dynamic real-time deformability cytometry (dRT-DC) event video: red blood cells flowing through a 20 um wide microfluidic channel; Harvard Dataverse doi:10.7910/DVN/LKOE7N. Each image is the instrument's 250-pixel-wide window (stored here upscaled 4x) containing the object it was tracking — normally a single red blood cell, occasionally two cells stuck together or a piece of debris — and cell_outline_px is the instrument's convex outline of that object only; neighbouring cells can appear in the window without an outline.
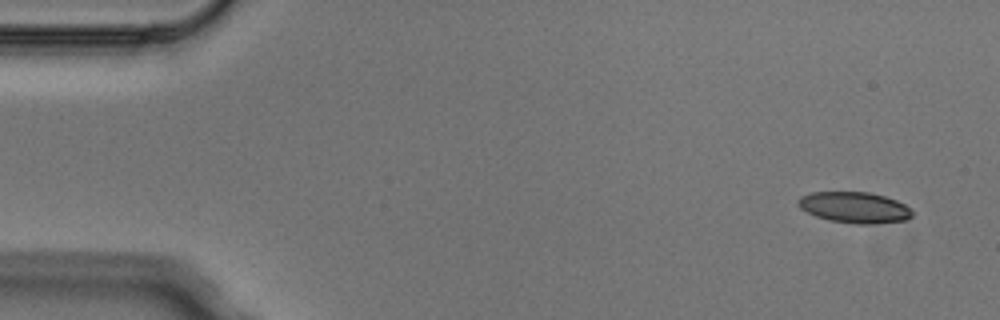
{"species": "Egyptian fruit bat (a non-hibernating species)", "species_latin": "Rousettus aegyptiacus", "temperature_condition": "cold", "stored_images_in_passage": 5, "segment_of_instrument_passage": [1, 2], "camera_frame_rate_fps": 3000, "um_per_image_px": 0.085, "animal": {"sex": "male"}, "frame": {"image": 1, "passage_image": 1, "time_ms": 0.0, "image_size_px": [1000, 320], "cell_outline_px": [[912, 216], [908, 220], [872, 224], [856, 224], [828, 220], [816, 216], [800, 208], [796, 204], [796, 200], [800, 196], [812, 192], [868, 192], [884, 196], [896, 200], [904, 204], [912, 212]], "centroid_in_image_um": [72.6, 17.63], "position_along_channel_um": 12.4, "area_um2": 20.69}}